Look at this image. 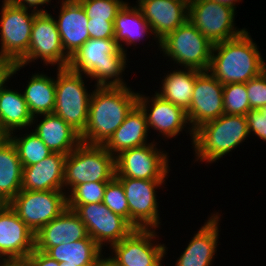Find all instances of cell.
<instances>
[{
    "label": "cell",
    "instance_id": "cell-32",
    "mask_svg": "<svg viewBox=\"0 0 266 266\" xmlns=\"http://www.w3.org/2000/svg\"><path fill=\"white\" fill-rule=\"evenodd\" d=\"M9 138L17 149L23 167L37 164L52 154L50 149L34 132L26 133L21 138L9 134Z\"/></svg>",
    "mask_w": 266,
    "mask_h": 266
},
{
    "label": "cell",
    "instance_id": "cell-4",
    "mask_svg": "<svg viewBox=\"0 0 266 266\" xmlns=\"http://www.w3.org/2000/svg\"><path fill=\"white\" fill-rule=\"evenodd\" d=\"M248 135L246 116L222 114L194 131L195 156L200 161L213 163L240 145Z\"/></svg>",
    "mask_w": 266,
    "mask_h": 266
},
{
    "label": "cell",
    "instance_id": "cell-42",
    "mask_svg": "<svg viewBox=\"0 0 266 266\" xmlns=\"http://www.w3.org/2000/svg\"><path fill=\"white\" fill-rule=\"evenodd\" d=\"M19 6H22L24 8H34V11H38V12H48L45 9H41V10H37V6L39 5H43V4H47L49 3L51 0H14ZM26 3V4H25Z\"/></svg>",
    "mask_w": 266,
    "mask_h": 266
},
{
    "label": "cell",
    "instance_id": "cell-24",
    "mask_svg": "<svg viewBox=\"0 0 266 266\" xmlns=\"http://www.w3.org/2000/svg\"><path fill=\"white\" fill-rule=\"evenodd\" d=\"M147 119L142 108L136 104L127 114L124 122L103 145L113 156L121 151L147 144Z\"/></svg>",
    "mask_w": 266,
    "mask_h": 266
},
{
    "label": "cell",
    "instance_id": "cell-37",
    "mask_svg": "<svg viewBox=\"0 0 266 266\" xmlns=\"http://www.w3.org/2000/svg\"><path fill=\"white\" fill-rule=\"evenodd\" d=\"M251 110H260L266 106V70L246 82Z\"/></svg>",
    "mask_w": 266,
    "mask_h": 266
},
{
    "label": "cell",
    "instance_id": "cell-25",
    "mask_svg": "<svg viewBox=\"0 0 266 266\" xmlns=\"http://www.w3.org/2000/svg\"><path fill=\"white\" fill-rule=\"evenodd\" d=\"M43 120L34 132L52 153L68 155L80 143V134L55 114H42Z\"/></svg>",
    "mask_w": 266,
    "mask_h": 266
},
{
    "label": "cell",
    "instance_id": "cell-3",
    "mask_svg": "<svg viewBox=\"0 0 266 266\" xmlns=\"http://www.w3.org/2000/svg\"><path fill=\"white\" fill-rule=\"evenodd\" d=\"M126 60L114 38H90L70 57L67 67L94 78L96 86L126 87L121 77Z\"/></svg>",
    "mask_w": 266,
    "mask_h": 266
},
{
    "label": "cell",
    "instance_id": "cell-34",
    "mask_svg": "<svg viewBox=\"0 0 266 266\" xmlns=\"http://www.w3.org/2000/svg\"><path fill=\"white\" fill-rule=\"evenodd\" d=\"M107 182H88L75 186L67 195V205L103 202Z\"/></svg>",
    "mask_w": 266,
    "mask_h": 266
},
{
    "label": "cell",
    "instance_id": "cell-43",
    "mask_svg": "<svg viewBox=\"0 0 266 266\" xmlns=\"http://www.w3.org/2000/svg\"><path fill=\"white\" fill-rule=\"evenodd\" d=\"M0 266H32L27 258L22 259H3Z\"/></svg>",
    "mask_w": 266,
    "mask_h": 266
},
{
    "label": "cell",
    "instance_id": "cell-15",
    "mask_svg": "<svg viewBox=\"0 0 266 266\" xmlns=\"http://www.w3.org/2000/svg\"><path fill=\"white\" fill-rule=\"evenodd\" d=\"M223 87L209 71L196 70L191 104L186 111L188 122L192 124L189 127L191 139L199 126L224 114Z\"/></svg>",
    "mask_w": 266,
    "mask_h": 266
},
{
    "label": "cell",
    "instance_id": "cell-44",
    "mask_svg": "<svg viewBox=\"0 0 266 266\" xmlns=\"http://www.w3.org/2000/svg\"><path fill=\"white\" fill-rule=\"evenodd\" d=\"M212 1H214V2H218L219 4H222V5H224V6H227V7H229V8H232V9H234L235 10V3L236 2H239L240 0H212Z\"/></svg>",
    "mask_w": 266,
    "mask_h": 266
},
{
    "label": "cell",
    "instance_id": "cell-39",
    "mask_svg": "<svg viewBox=\"0 0 266 266\" xmlns=\"http://www.w3.org/2000/svg\"><path fill=\"white\" fill-rule=\"evenodd\" d=\"M114 20L88 19V32L90 38H114Z\"/></svg>",
    "mask_w": 266,
    "mask_h": 266
},
{
    "label": "cell",
    "instance_id": "cell-20",
    "mask_svg": "<svg viewBox=\"0 0 266 266\" xmlns=\"http://www.w3.org/2000/svg\"><path fill=\"white\" fill-rule=\"evenodd\" d=\"M154 97L151 98V107H148L150 102L149 97L138 94L137 104L142 108L146 115L148 128L152 127L154 130L159 131L163 136L172 138L189 124L186 111L181 107L176 106L163 99L155 92ZM148 103V104H147ZM150 108V110H148ZM150 111V113H147Z\"/></svg>",
    "mask_w": 266,
    "mask_h": 266
},
{
    "label": "cell",
    "instance_id": "cell-27",
    "mask_svg": "<svg viewBox=\"0 0 266 266\" xmlns=\"http://www.w3.org/2000/svg\"><path fill=\"white\" fill-rule=\"evenodd\" d=\"M23 166L13 142L0 144V197L9 203L22 189Z\"/></svg>",
    "mask_w": 266,
    "mask_h": 266
},
{
    "label": "cell",
    "instance_id": "cell-21",
    "mask_svg": "<svg viewBox=\"0 0 266 266\" xmlns=\"http://www.w3.org/2000/svg\"><path fill=\"white\" fill-rule=\"evenodd\" d=\"M58 20L55 19L63 49L70 58L88 39V17L77 0H62Z\"/></svg>",
    "mask_w": 266,
    "mask_h": 266
},
{
    "label": "cell",
    "instance_id": "cell-47",
    "mask_svg": "<svg viewBox=\"0 0 266 266\" xmlns=\"http://www.w3.org/2000/svg\"><path fill=\"white\" fill-rule=\"evenodd\" d=\"M8 203L0 197V212L4 209V207L7 205Z\"/></svg>",
    "mask_w": 266,
    "mask_h": 266
},
{
    "label": "cell",
    "instance_id": "cell-45",
    "mask_svg": "<svg viewBox=\"0 0 266 266\" xmlns=\"http://www.w3.org/2000/svg\"><path fill=\"white\" fill-rule=\"evenodd\" d=\"M7 139H9V133L2 127L0 122V144L4 143Z\"/></svg>",
    "mask_w": 266,
    "mask_h": 266
},
{
    "label": "cell",
    "instance_id": "cell-29",
    "mask_svg": "<svg viewBox=\"0 0 266 266\" xmlns=\"http://www.w3.org/2000/svg\"><path fill=\"white\" fill-rule=\"evenodd\" d=\"M6 87L0 91V122L9 134H13L15 129L30 127L35 121L29 112L24 95Z\"/></svg>",
    "mask_w": 266,
    "mask_h": 266
},
{
    "label": "cell",
    "instance_id": "cell-46",
    "mask_svg": "<svg viewBox=\"0 0 266 266\" xmlns=\"http://www.w3.org/2000/svg\"><path fill=\"white\" fill-rule=\"evenodd\" d=\"M165 254H166V250L151 265H148V266H163L161 265V260L163 259Z\"/></svg>",
    "mask_w": 266,
    "mask_h": 266
},
{
    "label": "cell",
    "instance_id": "cell-40",
    "mask_svg": "<svg viewBox=\"0 0 266 266\" xmlns=\"http://www.w3.org/2000/svg\"><path fill=\"white\" fill-rule=\"evenodd\" d=\"M23 68L20 64H16L9 58L0 55V91L5 87V83L14 73Z\"/></svg>",
    "mask_w": 266,
    "mask_h": 266
},
{
    "label": "cell",
    "instance_id": "cell-11",
    "mask_svg": "<svg viewBox=\"0 0 266 266\" xmlns=\"http://www.w3.org/2000/svg\"><path fill=\"white\" fill-rule=\"evenodd\" d=\"M85 224L88 235L101 248L103 244L110 246L119 243L135 228L122 216L113 213L106 205L90 203L84 205H67Z\"/></svg>",
    "mask_w": 266,
    "mask_h": 266
},
{
    "label": "cell",
    "instance_id": "cell-38",
    "mask_svg": "<svg viewBox=\"0 0 266 266\" xmlns=\"http://www.w3.org/2000/svg\"><path fill=\"white\" fill-rule=\"evenodd\" d=\"M246 118L249 134L254 132L260 139L266 141V106L260 110H250Z\"/></svg>",
    "mask_w": 266,
    "mask_h": 266
},
{
    "label": "cell",
    "instance_id": "cell-14",
    "mask_svg": "<svg viewBox=\"0 0 266 266\" xmlns=\"http://www.w3.org/2000/svg\"><path fill=\"white\" fill-rule=\"evenodd\" d=\"M122 184L128 207L129 223L135 229H156L159 224L156 189L165 180H142L116 177Z\"/></svg>",
    "mask_w": 266,
    "mask_h": 266
},
{
    "label": "cell",
    "instance_id": "cell-12",
    "mask_svg": "<svg viewBox=\"0 0 266 266\" xmlns=\"http://www.w3.org/2000/svg\"><path fill=\"white\" fill-rule=\"evenodd\" d=\"M37 58L46 65L57 64L58 68H66L70 62L63 49L55 18L47 12L35 15L28 52L17 64L25 67Z\"/></svg>",
    "mask_w": 266,
    "mask_h": 266
},
{
    "label": "cell",
    "instance_id": "cell-7",
    "mask_svg": "<svg viewBox=\"0 0 266 266\" xmlns=\"http://www.w3.org/2000/svg\"><path fill=\"white\" fill-rule=\"evenodd\" d=\"M158 43L165 55L185 69L208 71L213 44L189 20Z\"/></svg>",
    "mask_w": 266,
    "mask_h": 266
},
{
    "label": "cell",
    "instance_id": "cell-49",
    "mask_svg": "<svg viewBox=\"0 0 266 266\" xmlns=\"http://www.w3.org/2000/svg\"><path fill=\"white\" fill-rule=\"evenodd\" d=\"M60 266H76V265H70V264H67V263H60Z\"/></svg>",
    "mask_w": 266,
    "mask_h": 266
},
{
    "label": "cell",
    "instance_id": "cell-35",
    "mask_svg": "<svg viewBox=\"0 0 266 266\" xmlns=\"http://www.w3.org/2000/svg\"><path fill=\"white\" fill-rule=\"evenodd\" d=\"M91 20H114L126 3L123 0H77Z\"/></svg>",
    "mask_w": 266,
    "mask_h": 266
},
{
    "label": "cell",
    "instance_id": "cell-33",
    "mask_svg": "<svg viewBox=\"0 0 266 266\" xmlns=\"http://www.w3.org/2000/svg\"><path fill=\"white\" fill-rule=\"evenodd\" d=\"M224 114L244 115L251 110L246 83H230L223 87Z\"/></svg>",
    "mask_w": 266,
    "mask_h": 266
},
{
    "label": "cell",
    "instance_id": "cell-41",
    "mask_svg": "<svg viewBox=\"0 0 266 266\" xmlns=\"http://www.w3.org/2000/svg\"><path fill=\"white\" fill-rule=\"evenodd\" d=\"M32 266H60L55 259H52L45 252L34 249L27 257Z\"/></svg>",
    "mask_w": 266,
    "mask_h": 266
},
{
    "label": "cell",
    "instance_id": "cell-2",
    "mask_svg": "<svg viewBox=\"0 0 266 266\" xmlns=\"http://www.w3.org/2000/svg\"><path fill=\"white\" fill-rule=\"evenodd\" d=\"M265 70L266 64L248 31L212 47L208 71L223 85L246 83Z\"/></svg>",
    "mask_w": 266,
    "mask_h": 266
},
{
    "label": "cell",
    "instance_id": "cell-6",
    "mask_svg": "<svg viewBox=\"0 0 266 266\" xmlns=\"http://www.w3.org/2000/svg\"><path fill=\"white\" fill-rule=\"evenodd\" d=\"M55 108L53 114L61 117L80 135L86 128L92 92L85 88L82 73L68 67L57 69Z\"/></svg>",
    "mask_w": 266,
    "mask_h": 266
},
{
    "label": "cell",
    "instance_id": "cell-31",
    "mask_svg": "<svg viewBox=\"0 0 266 266\" xmlns=\"http://www.w3.org/2000/svg\"><path fill=\"white\" fill-rule=\"evenodd\" d=\"M162 90L157 92L163 99L170 101L184 111L189 109L196 80V69L173 70L164 77Z\"/></svg>",
    "mask_w": 266,
    "mask_h": 266
},
{
    "label": "cell",
    "instance_id": "cell-18",
    "mask_svg": "<svg viewBox=\"0 0 266 266\" xmlns=\"http://www.w3.org/2000/svg\"><path fill=\"white\" fill-rule=\"evenodd\" d=\"M34 249L35 234L7 204L0 212V258H27Z\"/></svg>",
    "mask_w": 266,
    "mask_h": 266
},
{
    "label": "cell",
    "instance_id": "cell-28",
    "mask_svg": "<svg viewBox=\"0 0 266 266\" xmlns=\"http://www.w3.org/2000/svg\"><path fill=\"white\" fill-rule=\"evenodd\" d=\"M128 5V3L123 5V7L118 11L113 22L115 34L114 39L119 44V47L123 52H126V50L121 44L122 42L131 46V44L139 41L141 37L145 36L146 33H153L148 22L144 19L140 8Z\"/></svg>",
    "mask_w": 266,
    "mask_h": 266
},
{
    "label": "cell",
    "instance_id": "cell-26",
    "mask_svg": "<svg viewBox=\"0 0 266 266\" xmlns=\"http://www.w3.org/2000/svg\"><path fill=\"white\" fill-rule=\"evenodd\" d=\"M102 248L91 238L50 247L45 253L58 263L76 266H99L105 259Z\"/></svg>",
    "mask_w": 266,
    "mask_h": 266
},
{
    "label": "cell",
    "instance_id": "cell-13",
    "mask_svg": "<svg viewBox=\"0 0 266 266\" xmlns=\"http://www.w3.org/2000/svg\"><path fill=\"white\" fill-rule=\"evenodd\" d=\"M154 142L121 151L115 156V177L142 180H165L169 173L167 153L155 148Z\"/></svg>",
    "mask_w": 266,
    "mask_h": 266
},
{
    "label": "cell",
    "instance_id": "cell-22",
    "mask_svg": "<svg viewBox=\"0 0 266 266\" xmlns=\"http://www.w3.org/2000/svg\"><path fill=\"white\" fill-rule=\"evenodd\" d=\"M67 155L52 153L37 164L23 167L22 190H64V164Z\"/></svg>",
    "mask_w": 266,
    "mask_h": 266
},
{
    "label": "cell",
    "instance_id": "cell-10",
    "mask_svg": "<svg viewBox=\"0 0 266 266\" xmlns=\"http://www.w3.org/2000/svg\"><path fill=\"white\" fill-rule=\"evenodd\" d=\"M235 10L212 0H190L188 20L213 45L242 35L234 28Z\"/></svg>",
    "mask_w": 266,
    "mask_h": 266
},
{
    "label": "cell",
    "instance_id": "cell-36",
    "mask_svg": "<svg viewBox=\"0 0 266 266\" xmlns=\"http://www.w3.org/2000/svg\"><path fill=\"white\" fill-rule=\"evenodd\" d=\"M102 203L129 222V207L125 191L116 177L107 182Z\"/></svg>",
    "mask_w": 266,
    "mask_h": 266
},
{
    "label": "cell",
    "instance_id": "cell-48",
    "mask_svg": "<svg viewBox=\"0 0 266 266\" xmlns=\"http://www.w3.org/2000/svg\"><path fill=\"white\" fill-rule=\"evenodd\" d=\"M99 266H111V265L104 260Z\"/></svg>",
    "mask_w": 266,
    "mask_h": 266
},
{
    "label": "cell",
    "instance_id": "cell-5",
    "mask_svg": "<svg viewBox=\"0 0 266 266\" xmlns=\"http://www.w3.org/2000/svg\"><path fill=\"white\" fill-rule=\"evenodd\" d=\"M116 175L115 156L103 145L80 143L65 159L64 187L88 182H109Z\"/></svg>",
    "mask_w": 266,
    "mask_h": 266
},
{
    "label": "cell",
    "instance_id": "cell-19",
    "mask_svg": "<svg viewBox=\"0 0 266 266\" xmlns=\"http://www.w3.org/2000/svg\"><path fill=\"white\" fill-rule=\"evenodd\" d=\"M84 238H91L85 224L73 210L67 208L35 234V249L46 252L50 247Z\"/></svg>",
    "mask_w": 266,
    "mask_h": 266
},
{
    "label": "cell",
    "instance_id": "cell-23",
    "mask_svg": "<svg viewBox=\"0 0 266 266\" xmlns=\"http://www.w3.org/2000/svg\"><path fill=\"white\" fill-rule=\"evenodd\" d=\"M189 242L176 266H211L216 253L220 214H212Z\"/></svg>",
    "mask_w": 266,
    "mask_h": 266
},
{
    "label": "cell",
    "instance_id": "cell-8",
    "mask_svg": "<svg viewBox=\"0 0 266 266\" xmlns=\"http://www.w3.org/2000/svg\"><path fill=\"white\" fill-rule=\"evenodd\" d=\"M2 2L0 55L17 64L28 52L34 17L38 11L28 13V8L19 6L14 0Z\"/></svg>",
    "mask_w": 266,
    "mask_h": 266
},
{
    "label": "cell",
    "instance_id": "cell-9",
    "mask_svg": "<svg viewBox=\"0 0 266 266\" xmlns=\"http://www.w3.org/2000/svg\"><path fill=\"white\" fill-rule=\"evenodd\" d=\"M63 191L21 190L8 204L18 217L36 234L44 225L67 209Z\"/></svg>",
    "mask_w": 266,
    "mask_h": 266
},
{
    "label": "cell",
    "instance_id": "cell-1",
    "mask_svg": "<svg viewBox=\"0 0 266 266\" xmlns=\"http://www.w3.org/2000/svg\"><path fill=\"white\" fill-rule=\"evenodd\" d=\"M81 143L104 145L137 104L139 93L126 87L95 86Z\"/></svg>",
    "mask_w": 266,
    "mask_h": 266
},
{
    "label": "cell",
    "instance_id": "cell-30",
    "mask_svg": "<svg viewBox=\"0 0 266 266\" xmlns=\"http://www.w3.org/2000/svg\"><path fill=\"white\" fill-rule=\"evenodd\" d=\"M55 79L45 74L33 75L24 90V98L33 120L42 114H53L55 108ZM36 114V115H35Z\"/></svg>",
    "mask_w": 266,
    "mask_h": 266
},
{
    "label": "cell",
    "instance_id": "cell-16",
    "mask_svg": "<svg viewBox=\"0 0 266 266\" xmlns=\"http://www.w3.org/2000/svg\"><path fill=\"white\" fill-rule=\"evenodd\" d=\"M155 229H134L119 243L113 244V257L105 258L111 266H148L167 248L164 244H152Z\"/></svg>",
    "mask_w": 266,
    "mask_h": 266
},
{
    "label": "cell",
    "instance_id": "cell-17",
    "mask_svg": "<svg viewBox=\"0 0 266 266\" xmlns=\"http://www.w3.org/2000/svg\"><path fill=\"white\" fill-rule=\"evenodd\" d=\"M190 0H138V7L158 41L189 18Z\"/></svg>",
    "mask_w": 266,
    "mask_h": 266
}]
</instances>
